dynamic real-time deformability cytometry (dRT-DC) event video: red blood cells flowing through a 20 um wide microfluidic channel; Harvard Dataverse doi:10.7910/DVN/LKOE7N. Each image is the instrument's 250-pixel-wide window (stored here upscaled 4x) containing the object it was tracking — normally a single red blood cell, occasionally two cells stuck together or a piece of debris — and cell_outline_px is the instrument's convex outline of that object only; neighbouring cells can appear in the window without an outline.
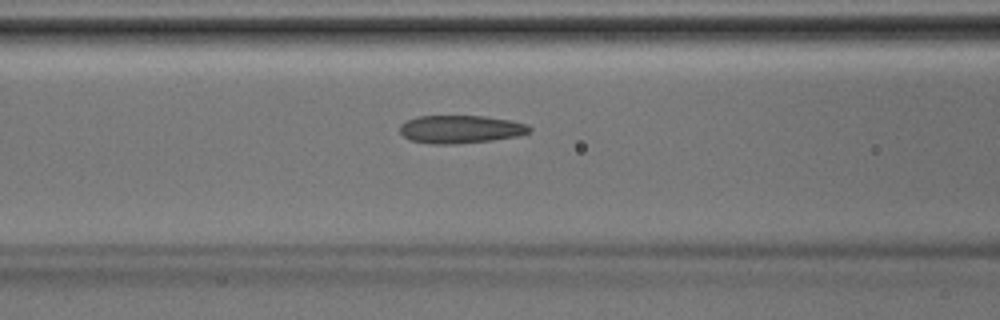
{"species": "Egyptian fruit bat (a non-hibernating species)", "species_latin": "Rousettus aegyptiacus", "temperature_condition": "room temperature", "stored_images_in_passage": 40, "camera_frame_rate_fps": 3000, "um_per_image_px": 0.085, "animal": {"sex": "male"}, "frame": {"image": 1, "passage_image": 16, "time_ms": 5.0, "image_size_px": [1000, 320], "cell_outline_px": [[532, 128], [528, 132], [516, 136], [492, 140], [456, 144], [432, 144], [408, 140], [400, 132], [400, 124], [416, 116], [484, 116], [508, 120], [528, 124]], "centroid_in_image_um": [39.11, 10.99], "position_along_channel_um": 127.5, "area_um2": 21.1}}
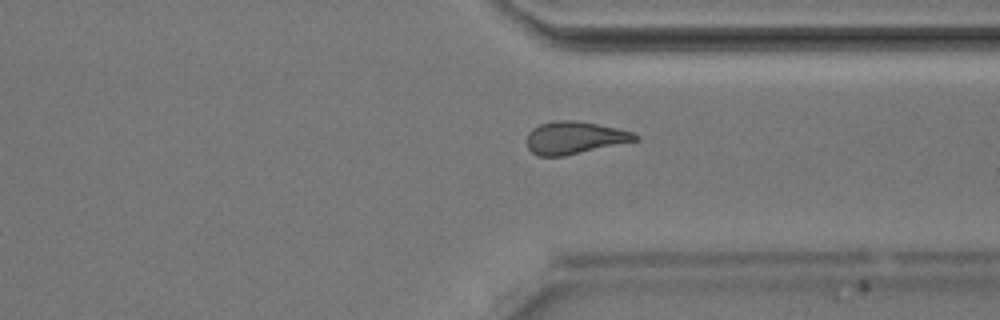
{"frame": {"image": 2, "passage_image": 30, "time_ms": 9.667, "image_size_px": [1000, 320], "cell_outline_px": [[640, 136], [636, 140], [564, 156], [536, 156], [528, 148], [528, 132], [532, 128], [540, 124], [552, 120], [576, 120], [616, 128], [632, 132]], "centroid_in_image_um": [48.79, 11.7], "position_along_channel_um": 362.6, "area_um2": 20.29}}
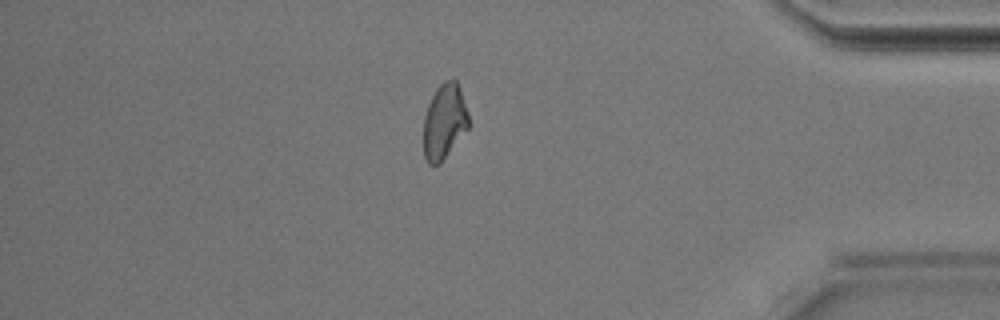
{"frame": {"image": 3, "passage_image": 34, "time_ms": 11.0, "image_size_px": [1000, 320], "cell_outline_px": [[468, 128], [440, 164], [428, 164], [424, 156], [424, 116], [428, 104], [436, 88], [444, 80], [456, 80], [468, 112]], "centroid_in_image_um": [37.75, 10.34], "position_along_channel_um": 397.4, "area_um2": 19.54}}